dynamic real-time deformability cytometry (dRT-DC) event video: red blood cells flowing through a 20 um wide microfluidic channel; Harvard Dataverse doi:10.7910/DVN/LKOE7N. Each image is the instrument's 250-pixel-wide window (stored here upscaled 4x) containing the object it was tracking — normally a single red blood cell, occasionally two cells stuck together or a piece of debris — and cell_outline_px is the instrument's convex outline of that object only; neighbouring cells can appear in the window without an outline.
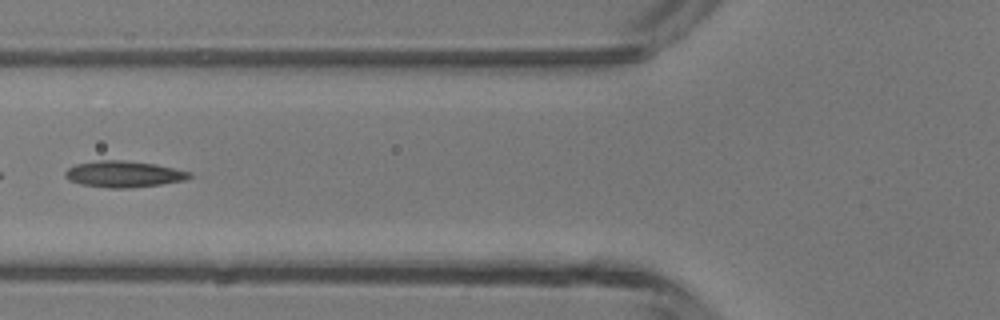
{"species": "common noctule bat (a hibernating species)", "species_latin": "Nyctalus noctula", "temperature_condition": "room temperature", "stored_images_in_passage": 24, "camera_frame_rate_fps": 3000, "um_per_image_px": 0.085, "animal": {"sex": "male", "body_mass_g": 13.3}, "frame": {"image": 1, "passage_image": 17, "time_ms": 5.333, "image_size_px": [1000, 320], "cell_outline_px": [[192, 176], [184, 180], [160, 184], [128, 188], [108, 188], [80, 184], [68, 180], [64, 176], [64, 172], [68, 168], [76, 164], [100, 160], [124, 160], [156, 164], [192, 172]], "centroid_in_image_um": [10.49, 14.79], "position_along_channel_um": 115.3, "area_um2": 19.07}}